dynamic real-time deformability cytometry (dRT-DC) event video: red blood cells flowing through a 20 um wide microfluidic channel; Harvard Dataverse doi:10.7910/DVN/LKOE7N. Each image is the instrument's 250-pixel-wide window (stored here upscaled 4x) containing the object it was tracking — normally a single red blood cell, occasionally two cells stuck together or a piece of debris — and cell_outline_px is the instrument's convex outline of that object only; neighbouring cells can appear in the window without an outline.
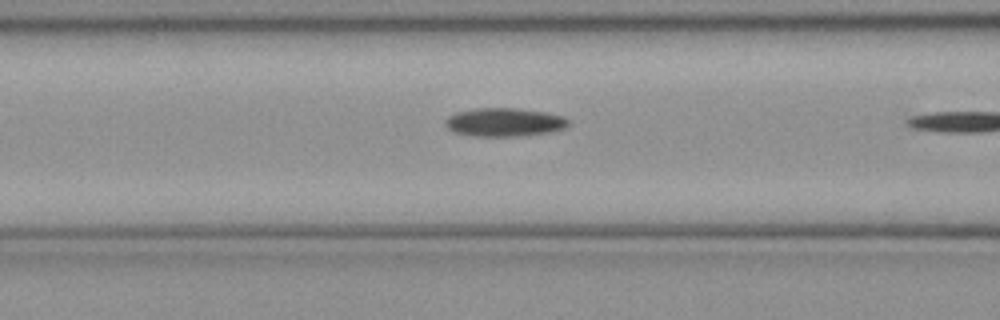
{"species": "common noctule bat (a hibernating species)", "species_latin": "Nyctalus noctula", "temperature_condition": "cold", "stored_images_in_passage": 13, "camera_frame_rate_fps": 3000, "um_per_image_px": 0.085, "animal": {"sex": "female", "body_mass_g": 21.9}, "frame": {"image": 1, "passage_image": 11, "time_ms": 3.333, "image_size_px": [1000, 320], "cell_outline_px": [[568, 124], [564, 128], [552, 132], [516, 136], [476, 136], [452, 132], [444, 124], [444, 120], [448, 116], [456, 112], [476, 108], [516, 108], [544, 112], [564, 116], [568, 120]], "centroid_in_image_um": [42.83, 10.38], "position_along_channel_um": 123.8, "area_um2": 20.46}}